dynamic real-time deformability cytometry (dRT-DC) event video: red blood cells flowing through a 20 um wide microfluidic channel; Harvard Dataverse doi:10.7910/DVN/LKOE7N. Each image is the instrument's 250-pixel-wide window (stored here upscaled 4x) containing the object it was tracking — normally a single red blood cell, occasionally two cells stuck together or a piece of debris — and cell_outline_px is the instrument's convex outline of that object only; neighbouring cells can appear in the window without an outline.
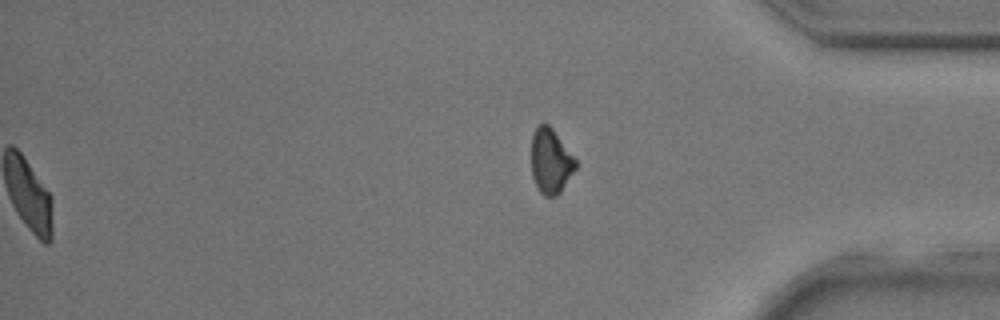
{"species": "common noctule bat (a hibernating species)", "species_latin": "Nyctalus noctula", "temperature_condition": "room temperature", "stored_images_in_passage": 30, "segment_of_instrument_passage": [2, 2], "camera_frame_rate_fps": 3000, "um_per_image_px": 0.085, "animal": {"sex": "male", "body_mass_g": 17.9, "forearm_length_mm": 54.2}, "frame": {"image": 1, "passage_image": 30, "time_ms": 9.667, "image_size_px": [1000, 320], "cell_outline_px": [[576, 168], [560, 192], [556, 196], [544, 196], [540, 192], [532, 176], [532, 132], [540, 124], [548, 124], [552, 128], [576, 160]], "centroid_in_image_um": [46.8, 13.7], "position_along_channel_um": 388.4, "area_um2": 16.47}}